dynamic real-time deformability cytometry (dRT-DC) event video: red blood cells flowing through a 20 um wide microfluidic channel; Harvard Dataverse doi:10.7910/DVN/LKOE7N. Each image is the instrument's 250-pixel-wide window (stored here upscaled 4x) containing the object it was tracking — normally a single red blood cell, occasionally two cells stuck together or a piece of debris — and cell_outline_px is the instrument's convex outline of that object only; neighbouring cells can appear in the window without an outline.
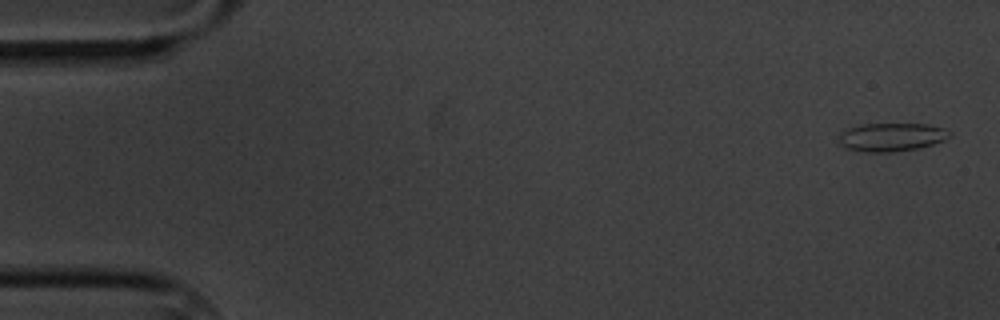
{"species": "common noctule bat (a hibernating species)", "species_latin": "Nyctalus noctula", "temperature_condition": "cold", "stored_images_in_passage": 4, "camera_frame_rate_fps": 3000, "um_per_image_px": 0.085, "animal": {"sex": "male", "body_mass_g": 20.1, "forearm_length_mm": 53.5}, "frame": {"image": 1, "passage_image": 1, "time_ms": 0.0, "image_size_px": [1000, 320], "cell_outline_px": [[952, 136], [944, 140], [920, 148], [892, 152], [868, 152], [844, 148], [840, 144], [840, 132], [848, 128], [864, 124], [928, 124], [952, 132]], "centroid_in_image_um": [75.78, 11.66], "position_along_channel_um": 9.2, "area_um2": 18.26}}